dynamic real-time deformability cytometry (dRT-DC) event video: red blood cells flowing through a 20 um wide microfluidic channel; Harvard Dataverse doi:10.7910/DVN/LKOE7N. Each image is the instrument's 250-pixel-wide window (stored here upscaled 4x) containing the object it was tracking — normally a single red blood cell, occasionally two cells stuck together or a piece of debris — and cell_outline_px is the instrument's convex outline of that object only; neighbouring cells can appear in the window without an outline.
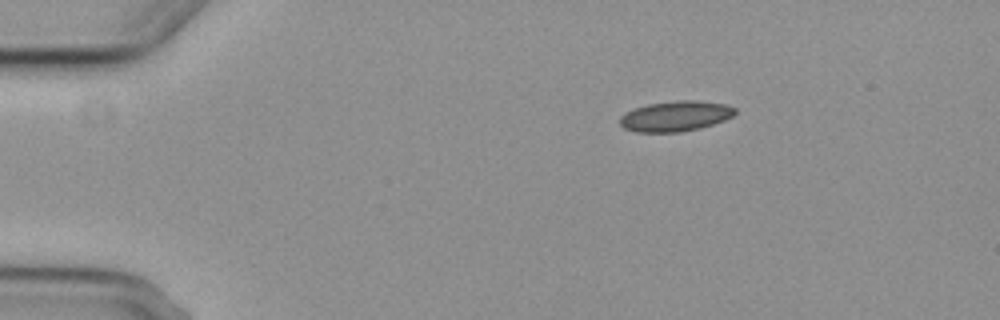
{"species": "common noctule bat (a hibernating species)", "species_latin": "Nyctalus noctula", "temperature_condition": "cold", "stored_images_in_passage": 3, "camera_frame_rate_fps": 3000, "um_per_image_px": 0.085, "animal": {"sex": "female", "body_mass_g": 29.2, "forearm_length_mm": 56.3}, "frame": {"image": 1, "passage_image": 1, "time_ms": 0.0, "image_size_px": [1000, 320], "cell_outline_px": [[736, 112], [732, 116], [724, 120], [700, 128], [680, 132], [636, 132], [624, 128], [620, 124], [620, 116], [624, 112], [648, 104], [680, 100], [696, 100], [724, 104], [736, 108]], "centroid_in_image_um": [57.4, 9.87], "position_along_channel_um": 27.6, "area_um2": 20.29}}